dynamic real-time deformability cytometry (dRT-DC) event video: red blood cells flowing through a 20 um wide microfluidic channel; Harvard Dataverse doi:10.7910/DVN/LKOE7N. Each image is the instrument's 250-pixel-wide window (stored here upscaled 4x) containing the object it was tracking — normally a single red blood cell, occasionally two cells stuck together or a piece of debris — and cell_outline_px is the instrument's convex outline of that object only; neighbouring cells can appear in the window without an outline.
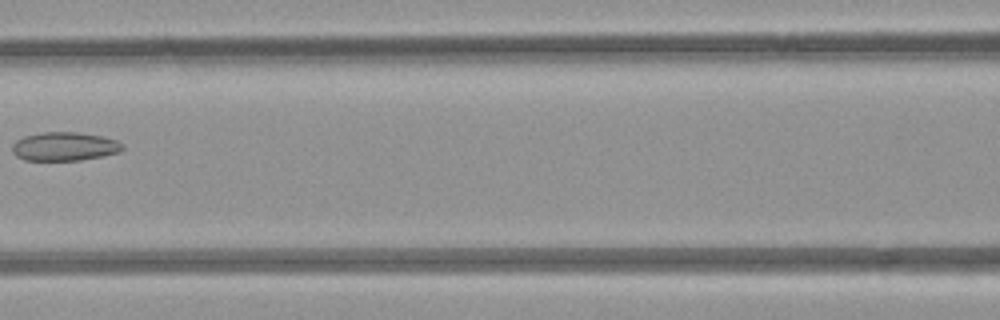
{"species": "common noctule bat (a hibernating species)", "species_latin": "Nyctalus noctula", "temperature_condition": "room temperature", "stored_images_in_passage": 5, "camera_frame_rate_fps": 3000, "um_per_image_px": 0.085, "animal": {"sex": "female", "body_mass_g": 21.9}, "frame": {"image": 1, "passage_image": 5, "time_ms": 5.333, "image_size_px": [1000, 320], "cell_outline_px": [[124, 148], [120, 152], [80, 160], [24, 160], [16, 156], [12, 152], [12, 144], [16, 140], [24, 136], [44, 132], [80, 132], [100, 136], [116, 140], [124, 144]], "centroid_in_image_um": [5.47, 12.44], "position_along_channel_um": 161.1, "area_um2": 18.44}}